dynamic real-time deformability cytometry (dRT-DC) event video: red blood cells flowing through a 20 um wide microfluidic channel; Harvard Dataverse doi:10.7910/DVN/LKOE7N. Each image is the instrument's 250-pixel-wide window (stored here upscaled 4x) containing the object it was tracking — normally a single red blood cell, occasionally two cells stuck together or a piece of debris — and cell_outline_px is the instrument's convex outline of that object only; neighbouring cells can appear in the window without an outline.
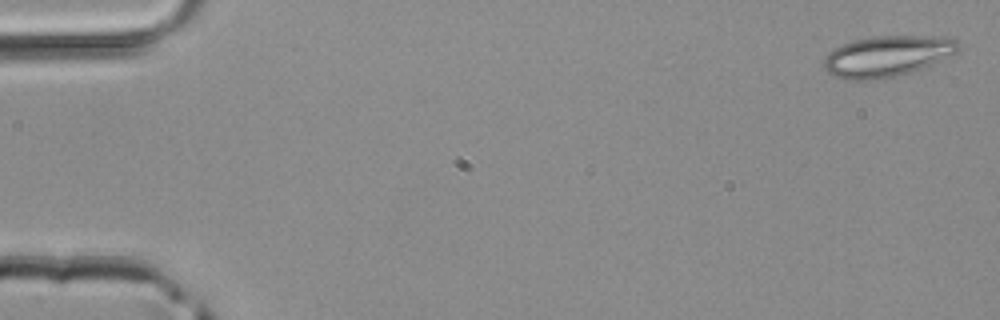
{"species": "common noctule bat (a hibernating species)", "species_latin": "Nyctalus noctula", "temperature_condition": "room temperature", "stored_images_in_passage": 46, "camera_frame_rate_fps": 3000, "um_per_image_px": 0.085, "animal": {"sex": "male", "body_mass_g": 20.4}, "frame": {"image": 1, "passage_image": 1, "time_ms": 0.0, "image_size_px": [1000, 320], "cell_outline_px": [[960, 48], [956, 52], [920, 68], [896, 76], [876, 80], [844, 80], [828, 72], [824, 68], [824, 60], [828, 52], [844, 44], [856, 40], [872, 36], [956, 36], [960, 44]], "centroid_in_image_um": [75.42, 4.76], "position_along_channel_um": 9.6, "area_um2": 31.91}}
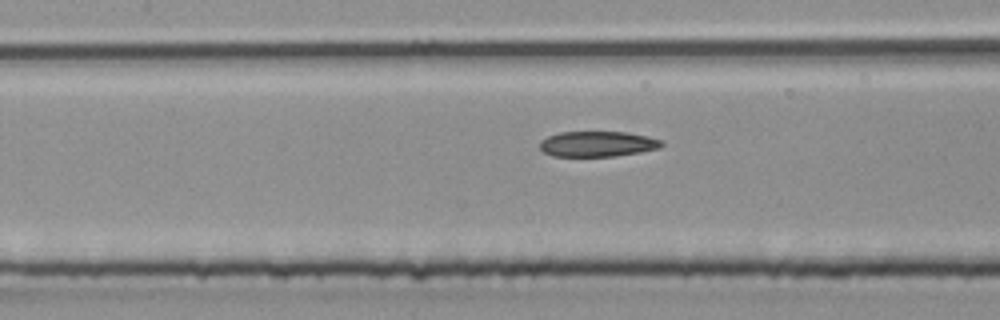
{"frame": {"image": 2, "passage_image": 21, "time_ms": 6.667, "image_size_px": [1000, 320], "cell_outline_px": [[664, 144], [660, 148], [640, 152], [616, 156], [552, 156], [544, 152], [540, 148], [540, 140], [548, 136], [560, 132], [624, 132], [648, 136], [664, 140]], "centroid_in_image_um": [50.81, 12.23], "position_along_channel_um": 156.6, "area_um2": 18.15}}
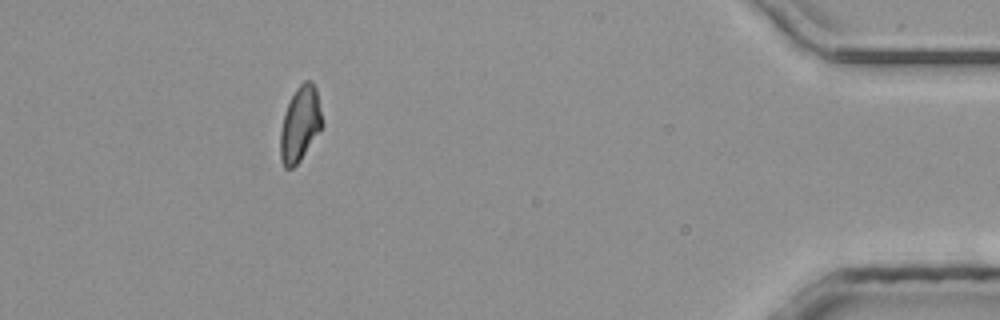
{"frame": {"image": 3, "passage_image": 42, "time_ms": 13.667, "image_size_px": [1000, 320], "cell_outline_px": [[324, 124], [300, 160], [292, 168], [284, 168], [280, 160], [280, 132], [284, 112], [296, 88], [304, 80], [312, 80], [316, 88]], "centroid_in_image_um": [25.5, 10.53], "position_along_channel_um": 409.7, "area_um2": 18.32}}